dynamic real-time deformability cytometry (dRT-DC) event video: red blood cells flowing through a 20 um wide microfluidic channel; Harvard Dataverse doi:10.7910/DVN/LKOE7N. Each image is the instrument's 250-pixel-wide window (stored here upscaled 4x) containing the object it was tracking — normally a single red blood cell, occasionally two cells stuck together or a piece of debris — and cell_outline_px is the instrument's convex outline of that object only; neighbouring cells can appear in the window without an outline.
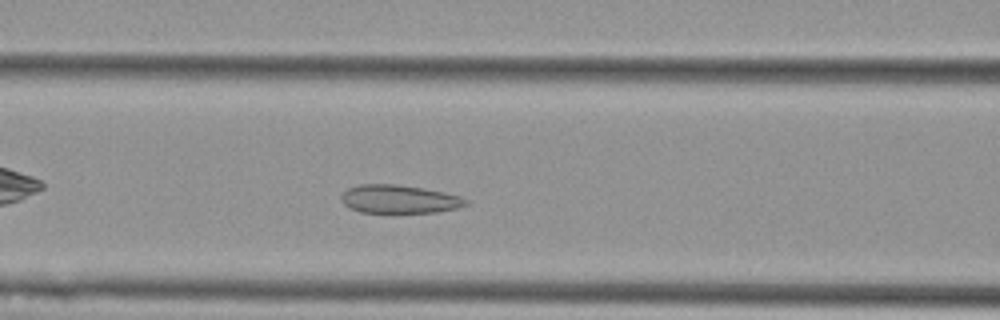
{"species": "Egyptian fruit bat (a non-hibernating species)", "species_latin": "Rousettus aegyptiacus", "temperature_condition": "cold", "stored_images_in_passage": 39, "camera_frame_rate_fps": 3000, "um_per_image_px": 0.085, "animal": {"sex": "female"}, "frame": {"image": 1, "passage_image": 12, "time_ms": 3.667, "image_size_px": [1000, 320], "cell_outline_px": [[468, 204], [456, 208], [436, 212], [360, 212], [344, 204], [340, 200], [340, 196], [348, 188], [360, 184], [396, 184], [444, 192], [460, 196], [468, 200]], "centroid_in_image_um": [33.92, 16.92], "position_along_channel_um": 132.7, "area_um2": 20.35}}
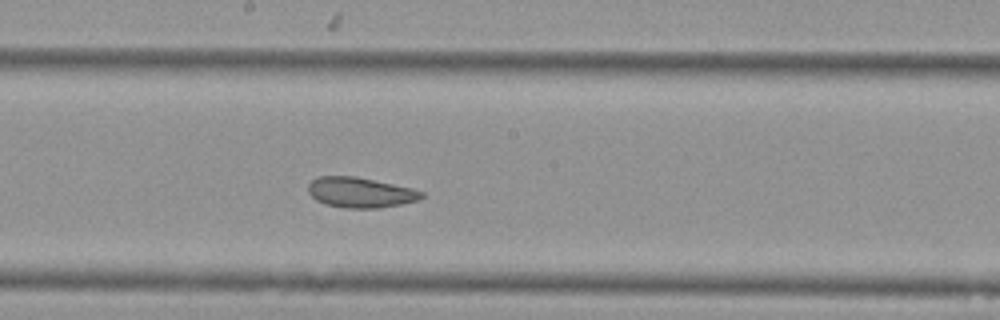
{"frame": {"image": 2, "passage_image": 19, "time_ms": 6.0, "image_size_px": [1000, 320], "cell_outline_px": [[424, 196], [420, 200], [380, 208], [344, 208], [324, 204], [316, 200], [308, 192], [308, 184], [312, 180], [320, 176], [356, 176], [412, 188], [424, 192]], "centroid_in_image_um": [30.63, 16.36], "position_along_channel_um": 217.6, "area_um2": 20.11}}
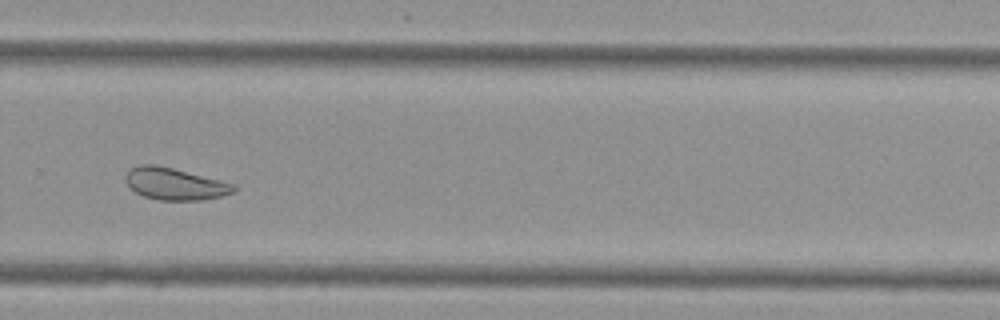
{"frame": {"image": 3, "passage_image": 27, "time_ms": 8.667, "image_size_px": [1000, 320], "cell_outline_px": [[236, 188], [232, 192], [220, 196], [200, 200], [160, 200], [144, 196], [136, 192], [124, 180], [124, 176], [132, 168], [140, 164], [156, 164], [236, 184]], "centroid_in_image_um": [14.84, 15.62], "position_along_channel_um": 315.0, "area_um2": 19.88}}